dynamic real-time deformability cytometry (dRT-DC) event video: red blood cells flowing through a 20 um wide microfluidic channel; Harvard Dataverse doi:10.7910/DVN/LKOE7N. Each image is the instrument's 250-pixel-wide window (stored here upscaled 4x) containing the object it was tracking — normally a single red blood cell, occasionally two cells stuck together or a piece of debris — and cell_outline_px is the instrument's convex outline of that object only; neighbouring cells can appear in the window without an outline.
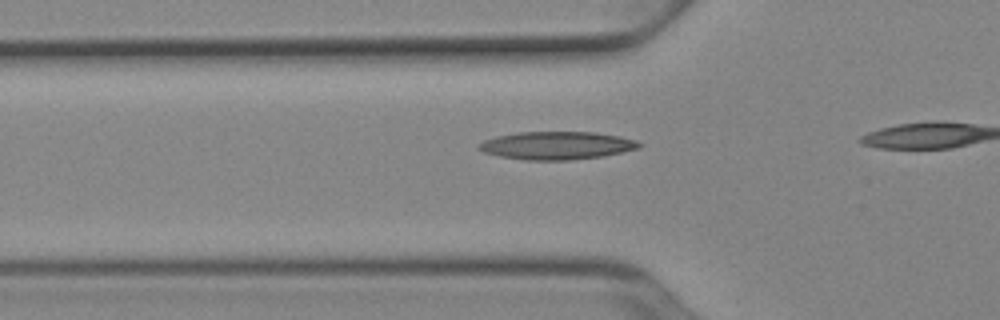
{"species": "Egyptian fruit bat (a non-hibernating species)", "species_latin": "Rousettus aegyptiacus", "temperature_condition": "cold", "stored_images_in_passage": 10, "camera_frame_rate_fps": 3000, "um_per_image_px": 0.085, "animal": {"sex": "female"}, "frame": {"image": 1, "passage_image": 5, "time_ms": 1.333, "image_size_px": [1000, 320], "cell_outline_px": [[644, 144], [640, 148], [604, 156], [568, 160], [524, 160], [500, 156], [484, 152], [476, 148], [476, 144], [484, 140], [496, 136], [516, 132], [596, 132], [620, 136], [636, 140]], "centroid_in_image_um": [47.32, 12.36], "position_along_channel_um": 78.5, "area_um2": 26.36}}
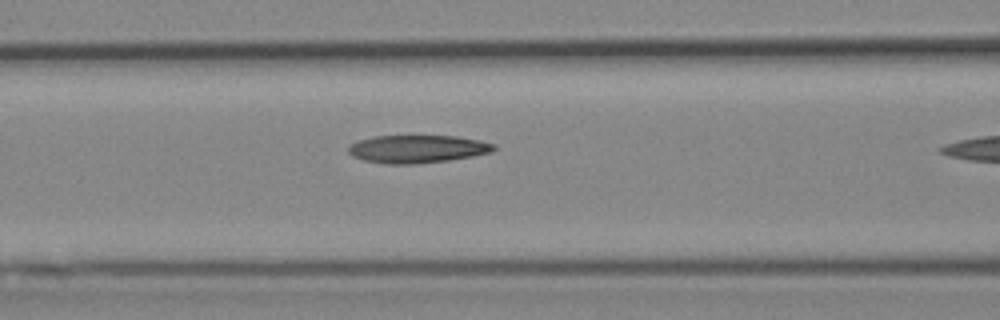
{"frame": {"image": 2, "passage_image": 9, "time_ms": 2.667, "image_size_px": [1000, 320], "cell_outline_px": [[496, 148], [492, 152], [472, 156], [448, 160], [416, 164], [384, 164], [364, 160], [352, 156], [348, 152], [348, 148], [352, 144], [360, 140], [376, 136], [456, 136], [480, 140], [496, 144]], "centroid_in_image_um": [35.5, 12.66], "position_along_channel_um": 131.1, "area_um2": 23.58}}